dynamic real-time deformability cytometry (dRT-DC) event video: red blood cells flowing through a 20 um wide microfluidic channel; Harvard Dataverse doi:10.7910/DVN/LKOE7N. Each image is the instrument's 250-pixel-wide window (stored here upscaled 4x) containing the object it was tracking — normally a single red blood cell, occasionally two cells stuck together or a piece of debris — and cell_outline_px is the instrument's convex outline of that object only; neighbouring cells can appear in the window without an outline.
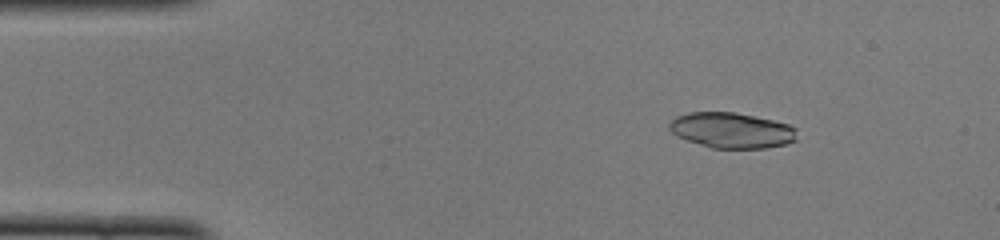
{"species": "common noctule bat (a hibernating species)", "species_latin": "Nyctalus noctula", "temperature_condition": "cold", "stored_images_in_passage": 45, "camera_frame_rate_fps": 3000, "um_per_image_px": 0.085, "animal": {"sex": "female", "body_mass_g": 22.0, "forearm_length_mm": 56.7}, "frame": {"image": 1, "passage_image": 2, "time_ms": 0.333, "image_size_px": [1000, 240], "cell_outline_px": [[796, 140], [784, 144], [768, 148], [712, 148], [676, 136], [668, 128], [668, 124], [676, 116], [688, 112], [736, 112], [772, 120], [788, 124], [796, 128]], "centroid_in_image_um": [62.18, 11.07], "position_along_channel_um": 22.8, "area_um2": 26.41}}